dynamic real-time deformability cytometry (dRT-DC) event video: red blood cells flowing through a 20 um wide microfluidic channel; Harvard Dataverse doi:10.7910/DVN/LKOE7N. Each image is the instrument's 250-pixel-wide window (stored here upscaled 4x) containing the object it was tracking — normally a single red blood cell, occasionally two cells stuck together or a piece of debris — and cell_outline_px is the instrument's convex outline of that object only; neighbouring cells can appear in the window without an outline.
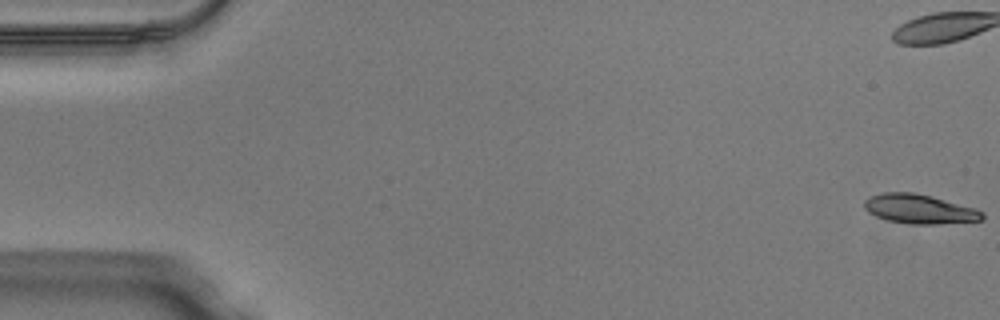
{"species": "Egyptian fruit bat (a non-hibernating species)", "species_latin": "Rousettus aegyptiacus", "temperature_condition": "warm", "stored_images_in_passage": 51, "camera_frame_rate_fps": 3000, "um_per_image_px": 0.085, "animal": {"sex": "male"}, "frame": {"image": 1, "passage_image": 1, "time_ms": 0.0, "image_size_px": [1000, 320], "cell_outline_px": [[984, 220], [936, 224], [912, 224], [888, 220], [876, 216], [868, 212], [864, 208], [864, 200], [868, 196], [884, 192], [912, 192], [932, 196], [976, 208], [984, 212]], "centroid_in_image_um": [78.16, 17.76], "position_along_channel_um": 6.8, "area_um2": 20.29}, "authors_computed_cell_mechanics": {"area_um2": 21.5016, "velocity_mm_per_s": 4.0915, "shape_relaxation_time_tau1_ms": 10.4601, "shape_relaxation_time_tau2_ms": 4.3067, "deformation_change_tau1": 0.2825, "deformation_change_tau2": 0.1339}}